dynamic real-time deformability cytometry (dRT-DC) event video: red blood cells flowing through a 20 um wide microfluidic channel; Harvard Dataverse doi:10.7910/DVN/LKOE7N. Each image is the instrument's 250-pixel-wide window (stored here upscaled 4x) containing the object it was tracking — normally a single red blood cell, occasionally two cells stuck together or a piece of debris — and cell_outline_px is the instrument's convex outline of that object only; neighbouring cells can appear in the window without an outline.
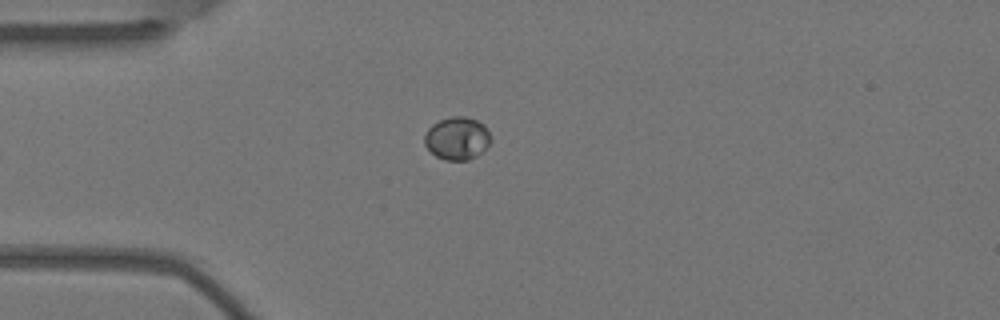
{"species": "Egyptian fruit bat (a non-hibernating species)", "species_latin": "Rousettus aegyptiacus", "temperature_condition": "warm", "stored_images_in_passage": 3, "camera_frame_rate_fps": 3000, "um_per_image_px": 0.085, "animal": {"sex": "female"}, "frame": {"image": 1, "passage_image": 1, "time_ms": 0.0, "image_size_px": [1000, 320], "cell_outline_px": [[488, 144], [476, 156], [468, 160], [444, 160], [436, 156], [424, 144], [424, 136], [428, 128], [432, 124], [440, 120], [452, 116], [464, 116], [476, 120], [484, 124], [488, 132]], "centroid_in_image_um": [38.81, 11.75], "position_along_channel_um": 46.2, "area_um2": 16.24}}
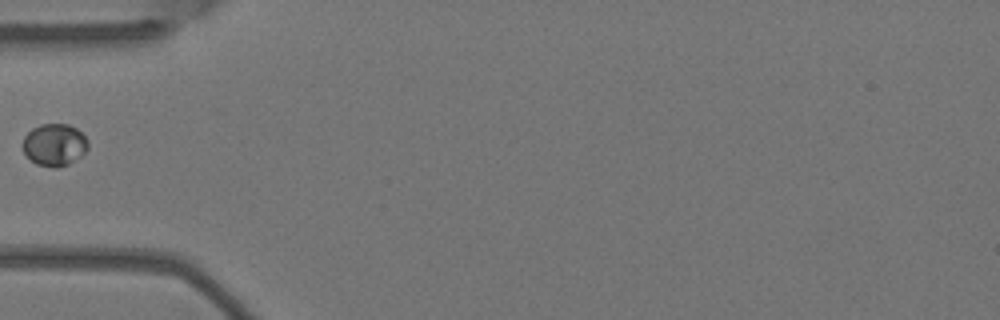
{"frame": {"image": 2, "passage_image": 2, "time_ms": 0.333, "image_size_px": [1000, 320], "cell_outline_px": [[88, 148], [80, 156], [68, 164], [56, 168], [52, 168], [36, 164], [24, 152], [24, 136], [32, 128], [40, 124], [68, 124], [76, 128], [88, 140]], "centroid_in_image_um": [4.63, 12.3], "position_along_channel_um": 80.4, "area_um2": 15.9}}
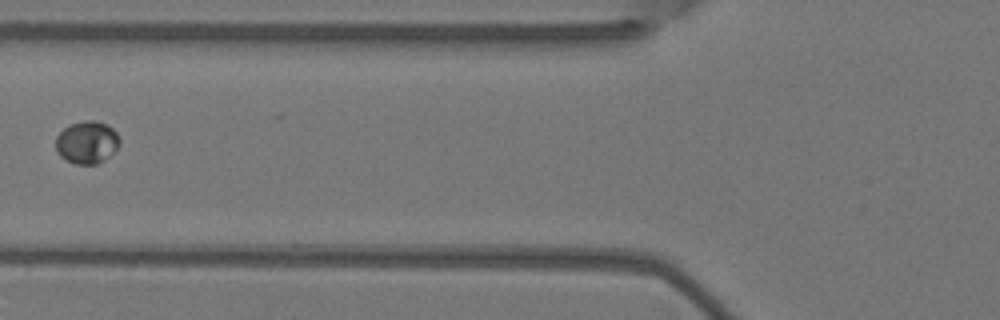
{"frame": {"image": 3, "passage_image": 3, "time_ms": 0.667, "image_size_px": [1000, 320], "cell_outline_px": [[120, 144], [104, 160], [96, 164], [76, 164], [60, 156], [56, 152], [56, 136], [64, 128], [72, 124], [84, 120], [92, 120], [108, 124], [116, 132], [120, 140]], "centroid_in_image_um": [7.38, 12.09], "position_along_channel_um": 118.4, "area_um2": 15.72}}